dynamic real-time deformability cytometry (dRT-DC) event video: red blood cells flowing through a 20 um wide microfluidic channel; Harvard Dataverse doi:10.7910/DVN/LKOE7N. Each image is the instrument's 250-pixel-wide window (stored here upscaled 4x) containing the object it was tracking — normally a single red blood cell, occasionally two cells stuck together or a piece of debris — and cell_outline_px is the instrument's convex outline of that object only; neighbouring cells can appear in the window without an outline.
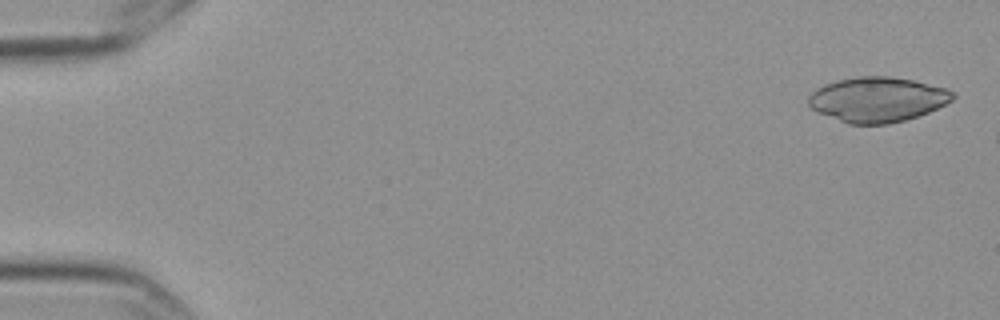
{"species": "Egyptian fruit bat (a non-hibernating species)", "species_latin": "Rousettus aegyptiacus", "temperature_condition": "cold", "stored_images_in_passage": 4, "camera_frame_rate_fps": 3000, "um_per_image_px": 0.085, "frame": {"image": 1, "passage_image": 1, "time_ms": 0.0, "image_size_px": [1000, 320], "cell_outline_px": [[956, 96], [952, 100], [928, 112], [904, 120], [888, 124], [848, 124], [820, 112], [812, 108], [808, 104], [808, 96], [816, 88], [824, 84], [836, 80], [860, 76], [892, 76], [912, 80], [944, 88], [956, 92]], "centroid_in_image_um": [74.57, 8.44], "position_along_channel_um": 10.4, "area_um2": 37.57}}